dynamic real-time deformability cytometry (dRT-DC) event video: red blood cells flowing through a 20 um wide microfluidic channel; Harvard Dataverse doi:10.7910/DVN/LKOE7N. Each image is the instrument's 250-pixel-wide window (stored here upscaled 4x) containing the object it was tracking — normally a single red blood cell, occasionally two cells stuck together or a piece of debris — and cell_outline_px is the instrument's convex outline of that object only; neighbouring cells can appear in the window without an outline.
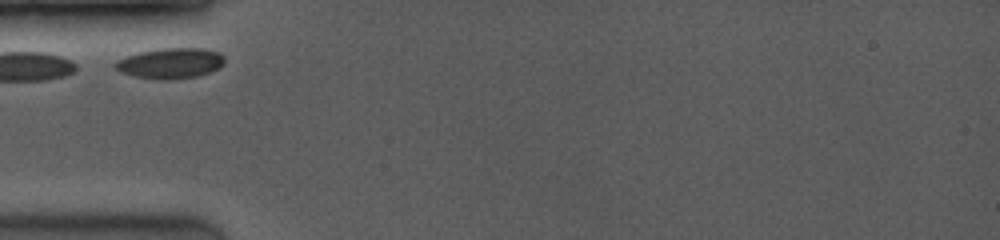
{"species": "common noctule bat (a hibernating species)", "species_latin": "Nyctalus noctula", "temperature_condition": "room temperature", "stored_images_in_passage": 13, "camera_frame_rate_fps": 3500, "um_per_image_px": 0.085, "animal": {"sex": "female", "body_mass_g": 19.0, "forearm_length_mm": 53.3}, "frame": {"image": 1, "passage_image": 1, "time_ms": 0.0, "image_size_px": [1000, 240], "cell_outline_px": [[224, 64], [220, 68], [212, 72], [196, 76], [168, 80], [164, 80], [136, 76], [120, 72], [112, 64], [116, 60], [140, 52], [164, 48], [204, 48], [220, 52], [224, 56]], "centroid_in_image_um": [14.53, 5.37], "position_along_channel_um": 70.5, "area_um2": 19.48}}